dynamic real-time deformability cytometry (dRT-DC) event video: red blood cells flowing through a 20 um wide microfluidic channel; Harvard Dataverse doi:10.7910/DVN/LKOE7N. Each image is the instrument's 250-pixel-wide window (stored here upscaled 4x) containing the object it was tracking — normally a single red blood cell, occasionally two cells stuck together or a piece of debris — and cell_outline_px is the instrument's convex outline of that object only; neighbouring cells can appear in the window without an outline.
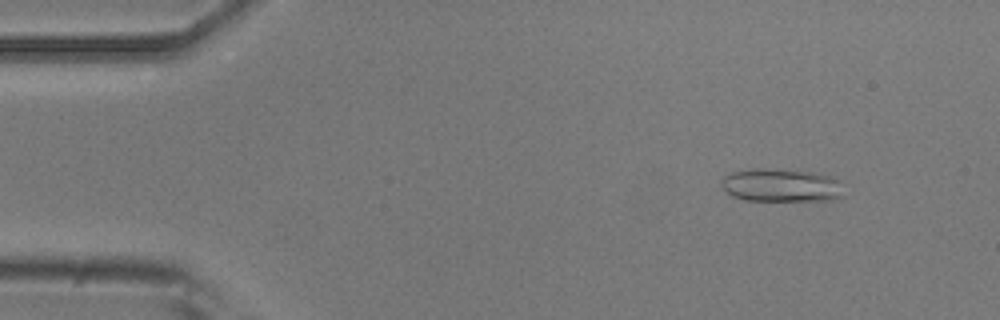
{"species": "common noctule bat (a hibernating species)", "species_latin": "Nyctalus noctula", "temperature_condition": "room temperature", "stored_images_in_passage": 5, "camera_frame_rate_fps": 3000, "um_per_image_px": 0.085, "animal": {"sex": "male", "body_mass_g": 20.5, "forearm_length_mm": 52.5}, "frame": {"image": 1, "passage_image": 1, "time_ms": 0.0, "image_size_px": [1000, 320], "cell_outline_px": [[844, 196], [840, 200], [744, 200], [732, 196], [720, 184], [720, 180], [724, 176], [732, 172], [756, 168], [764, 168], [812, 172], [832, 176], [836, 180]], "centroid_in_image_um": [66.39, 15.75], "position_along_channel_um": 18.6, "area_um2": 23.58}}
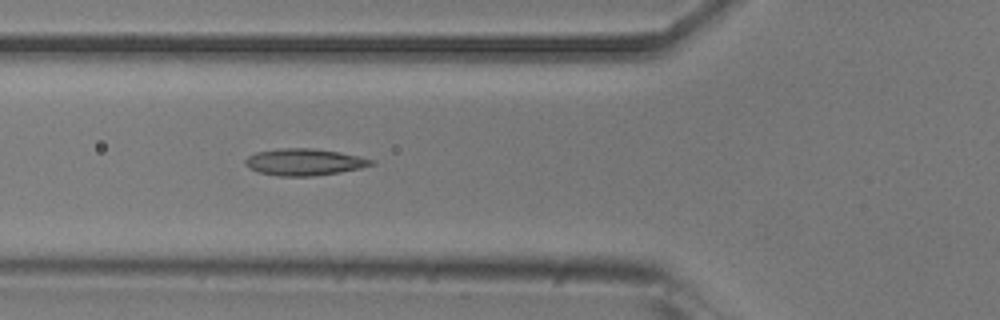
{"frame": {"image": 2, "passage_image": 5, "time_ms": 1.333, "image_size_px": [1000, 320], "cell_outline_px": [[376, 164], [360, 168], [340, 172], [312, 176], [276, 176], [256, 172], [244, 164], [244, 160], [248, 156], [256, 152], [284, 148], [308, 148], [340, 152], [376, 160]], "centroid_in_image_um": [25.86, 13.78], "position_along_channel_um": 99.9, "area_um2": 19.71}}